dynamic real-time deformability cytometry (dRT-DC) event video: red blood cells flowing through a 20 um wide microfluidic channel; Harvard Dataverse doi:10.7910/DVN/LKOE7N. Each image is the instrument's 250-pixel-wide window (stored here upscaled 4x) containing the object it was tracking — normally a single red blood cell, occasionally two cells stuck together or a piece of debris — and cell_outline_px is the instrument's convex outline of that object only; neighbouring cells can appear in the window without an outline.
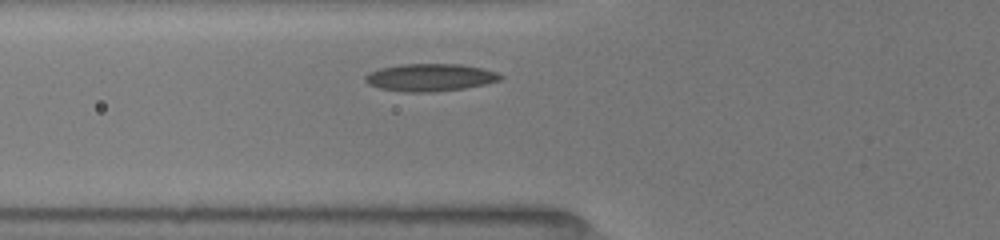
{"species": "common noctule bat (a hibernating species)", "species_latin": "Nyctalus noctula", "temperature_condition": "room temperature", "stored_images_in_passage": 18, "camera_frame_rate_fps": 3000, "um_per_image_px": 0.085, "animal": {"sex": "female", "body_mass_g": 19.5, "forearm_length_mm": 54.1}, "frame": {"image": 1, "passage_image": 2, "time_ms": 0.333, "image_size_px": [1000, 240], "cell_outline_px": [[504, 76], [500, 80], [484, 84], [464, 88], [432, 92], [404, 92], [380, 88], [368, 84], [364, 80], [364, 76], [368, 72], [380, 68], [400, 64], [460, 64], [480, 68], [496, 72]], "centroid_in_image_um": [36.51, 6.58], "position_along_channel_um": 89.3, "area_um2": 21.62}}
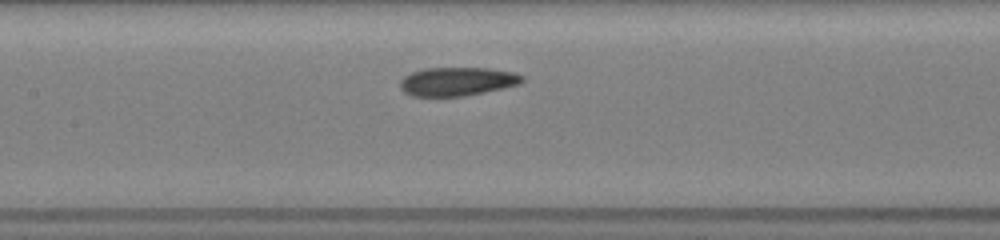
{"frame": {"image": 2, "passage_image": 10, "time_ms": 2.333, "image_size_px": [1000, 240], "cell_outline_px": [[524, 80], [520, 84], [504, 88], [464, 96], [412, 96], [404, 92], [400, 88], [400, 80], [404, 76], [412, 72], [424, 68], [488, 68], [516, 72], [524, 76]], "centroid_in_image_um": [38.88, 6.92], "position_along_channel_um": 168.5, "area_um2": 20.52}}
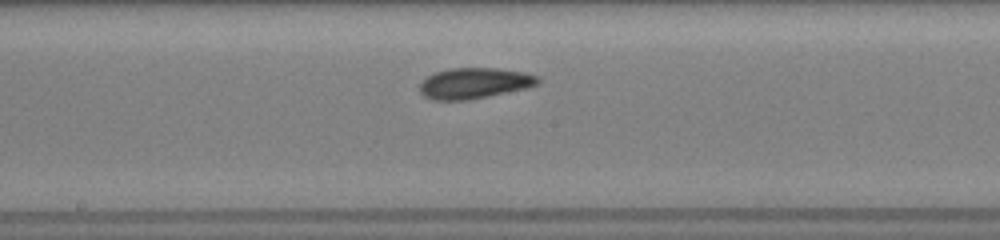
{"frame": {"image": 3, "passage_image": 14, "time_ms": 3.333, "image_size_px": [1000, 240], "cell_outline_px": [[540, 80], [536, 84], [528, 88], [468, 100], [432, 100], [424, 96], [420, 92], [420, 84], [428, 76], [436, 72], [448, 68], [496, 68], [524, 72], [540, 76]], "centroid_in_image_um": [40.33, 7.07], "position_along_channel_um": 207.9, "area_um2": 21.21}}